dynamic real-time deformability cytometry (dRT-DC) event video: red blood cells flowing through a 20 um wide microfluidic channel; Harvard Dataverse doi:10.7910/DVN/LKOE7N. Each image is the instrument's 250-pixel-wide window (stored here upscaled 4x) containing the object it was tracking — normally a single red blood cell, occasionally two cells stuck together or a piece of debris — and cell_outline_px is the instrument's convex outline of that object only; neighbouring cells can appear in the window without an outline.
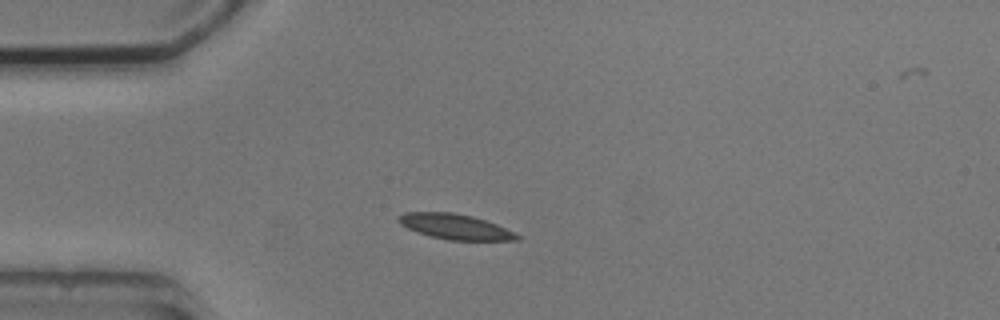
{"species": "common noctule bat (a hibernating species)", "species_latin": "Nyctalus noctula", "temperature_condition": "cold", "stored_images_in_passage": 2, "camera_frame_rate_fps": 3000, "um_per_image_px": 0.085, "animal": {"sex": "male", "body_mass_g": 20.5, "forearm_length_mm": 52.5}, "frame": {"image": 1, "passage_image": 2, "time_ms": 1.333, "image_size_px": [1000, 320], "cell_outline_px": [[520, 240], [448, 240], [416, 232], [400, 224], [396, 220], [404, 212], [452, 212], [472, 216], [496, 224], [516, 232], [520, 236]], "centroid_in_image_um": [38.7, 19.26], "position_along_channel_um": 46.3, "area_um2": 17.4}}